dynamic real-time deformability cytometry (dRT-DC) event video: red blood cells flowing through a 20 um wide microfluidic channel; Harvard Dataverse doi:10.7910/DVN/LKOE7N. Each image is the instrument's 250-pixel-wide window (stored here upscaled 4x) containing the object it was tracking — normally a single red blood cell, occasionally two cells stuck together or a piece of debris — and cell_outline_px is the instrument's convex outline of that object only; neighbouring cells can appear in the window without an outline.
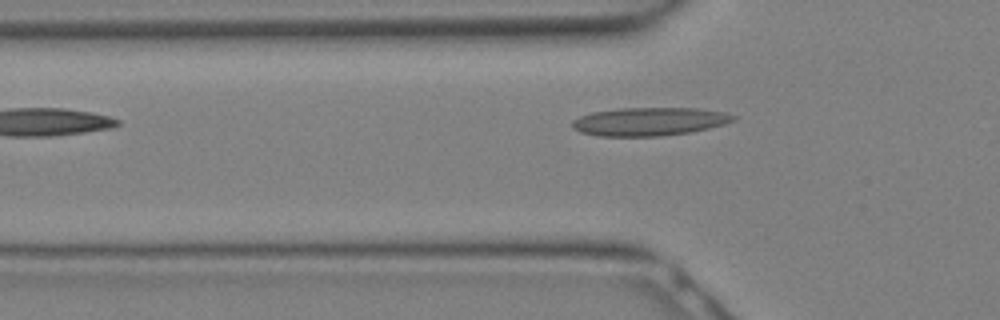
{"species": "Egyptian fruit bat (a non-hibernating species)", "species_latin": "Rousettus aegyptiacus", "temperature_condition": "warm", "stored_images_in_passage": 5, "camera_frame_rate_fps": 3000, "um_per_image_px": 0.085, "animal": {"sex": "female"}, "frame": {"image": 1, "passage_image": 5, "time_ms": 1.333, "image_size_px": [1000, 320], "cell_outline_px": [[736, 120], [724, 124], [708, 128], [688, 132], [660, 136], [600, 136], [580, 132], [572, 128], [572, 120], [580, 116], [592, 112], [620, 108], [696, 108], [724, 112], [736, 116]], "centroid_in_image_um": [55.17, 10.32], "position_along_channel_um": 70.6, "area_um2": 26.47}}